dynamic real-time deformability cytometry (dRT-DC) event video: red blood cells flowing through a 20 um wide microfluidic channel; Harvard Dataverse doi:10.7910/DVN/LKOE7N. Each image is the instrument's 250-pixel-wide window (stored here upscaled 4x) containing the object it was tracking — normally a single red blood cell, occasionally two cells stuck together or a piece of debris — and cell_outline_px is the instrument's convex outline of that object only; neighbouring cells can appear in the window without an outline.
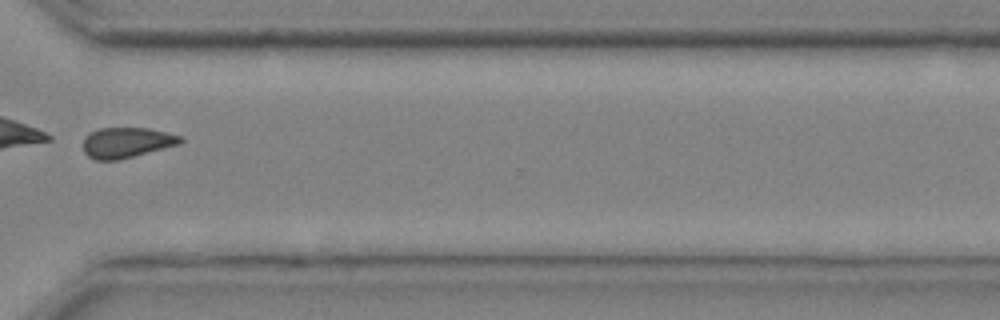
{"species": "common noctule bat (a hibernating species)", "species_latin": "Nyctalus noctula", "temperature_condition": "cold", "stored_images_in_passage": 34, "camera_frame_rate_fps": 3000, "um_per_image_px": 0.085, "animal": {"sex": "male", "body_mass_g": 20.4}, "frame": {"image": 1, "passage_image": 29, "time_ms": 9.333, "image_size_px": [1000, 320], "cell_outline_px": [[184, 140], [180, 144], [120, 160], [96, 160], [88, 156], [84, 152], [84, 136], [100, 128], [148, 128], [184, 136]], "centroid_in_image_um": [10.8, 12.12], "position_along_channel_um": 359.8, "area_um2": 17.34}}